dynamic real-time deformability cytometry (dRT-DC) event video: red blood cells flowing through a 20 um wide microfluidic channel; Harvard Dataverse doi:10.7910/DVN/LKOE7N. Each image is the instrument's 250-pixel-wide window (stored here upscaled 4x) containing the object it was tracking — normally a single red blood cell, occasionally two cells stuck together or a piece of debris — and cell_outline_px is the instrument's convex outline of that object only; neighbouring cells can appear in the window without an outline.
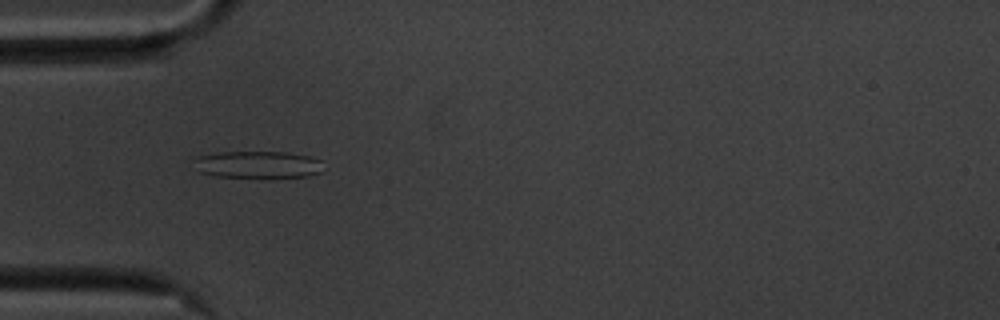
{"species": "common noctule bat (a hibernating species)", "species_latin": "Nyctalus noctula", "temperature_condition": "cold", "stored_images_in_passage": 42, "camera_frame_rate_fps": 3000, "um_per_image_px": 0.085, "animal": {"sex": "male", "body_mass_g": 20.1, "forearm_length_mm": 53.5}, "frame": {"image": 1, "passage_image": 2, "time_ms": 0.333, "image_size_px": [1000, 320], "cell_outline_px": [[324, 160], [320, 172], [308, 176], [216, 176], [200, 172], [192, 160], [192, 156], [220, 152], [288, 152], [308, 156]], "centroid_in_image_um": [21.89, 13.96], "position_along_channel_um": 63.1, "area_um2": 20.23}}
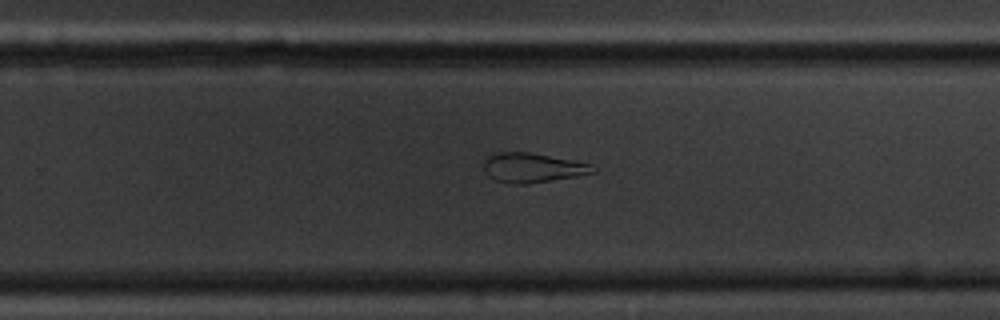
{"frame": {"image": 2, "passage_image": 21, "time_ms": 6.667, "image_size_px": [1000, 320], "cell_outline_px": [[600, 172], [576, 176], [524, 184], [512, 184], [496, 180], [488, 176], [484, 172], [484, 160], [488, 156], [496, 152], [528, 152], [572, 160], [592, 164]], "centroid_in_image_um": [45.27, 14.25], "position_along_channel_um": 284.5, "area_um2": 18.79}}
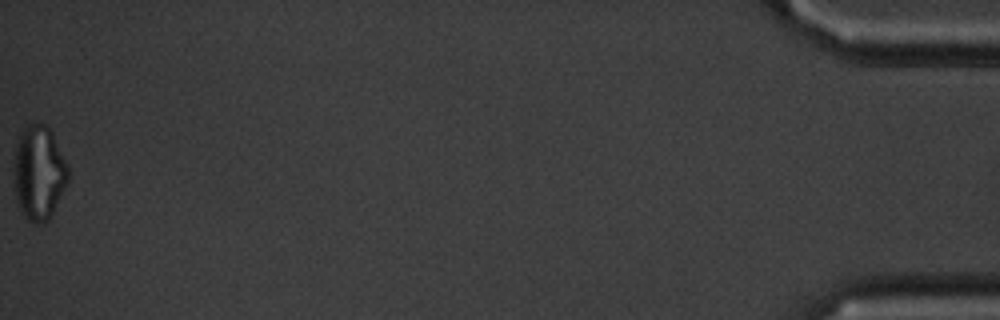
{"frame": {"image": 3, "passage_image": 42, "time_ms": 13.667, "image_size_px": [1000, 320], "cell_outline_px": [[72, 176], [68, 184], [48, 220], [40, 224], [36, 224], [28, 220], [24, 216], [20, 208], [12, 184], [12, 172], [16, 144], [24, 128], [32, 124], [44, 124], [52, 132], [68, 164]], "centroid_in_image_um": [3.32, 14.71], "position_along_channel_um": 431.9, "area_um2": 30.4}, "authors_computed_cell_mechanics": {"area_um2": 20.1722, "velocity_mm_per_s": 3.5123, "shape_relaxation_time_tau1_ms": null, "shape_relaxation_time_tau2_ms": 6.0659, "deformation_change_tau1": null, "deformation_change_tau2": 0.1826}}